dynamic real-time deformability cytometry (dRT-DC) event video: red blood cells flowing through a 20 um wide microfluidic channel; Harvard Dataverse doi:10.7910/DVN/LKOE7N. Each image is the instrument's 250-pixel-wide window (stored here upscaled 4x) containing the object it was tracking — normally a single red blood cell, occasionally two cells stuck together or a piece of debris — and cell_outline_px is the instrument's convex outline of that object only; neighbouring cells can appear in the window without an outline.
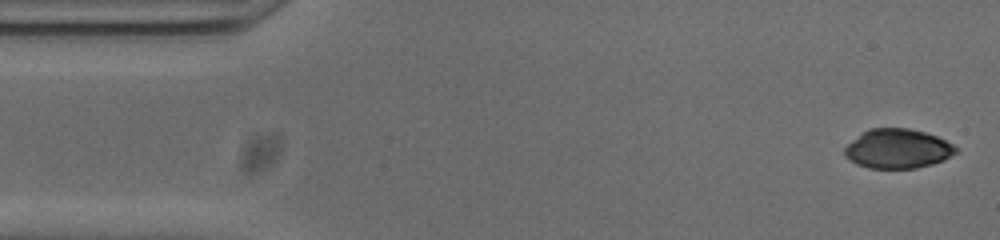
{"species": "common noctule bat (a hibernating species)", "species_latin": "Nyctalus noctula", "temperature_condition": "cold", "stored_images_in_passage": 52, "camera_frame_rate_fps": 3000, "um_per_image_px": 0.085, "animal": {"sex": "male", "body_mass_g": 20.0, "forearm_length_mm": 53.3}, "frame": {"image": 1, "passage_image": 2, "time_ms": 0.333, "image_size_px": [1000, 240], "cell_outline_px": [[956, 152], [944, 160], [932, 164], [916, 168], [868, 168], [856, 164], [844, 156], [844, 148], [852, 140], [868, 128], [908, 128], [924, 132], [936, 136], [952, 144], [956, 148]], "centroid_in_image_um": [76.27, 12.64], "position_along_channel_um": 8.7, "area_um2": 25.43}}
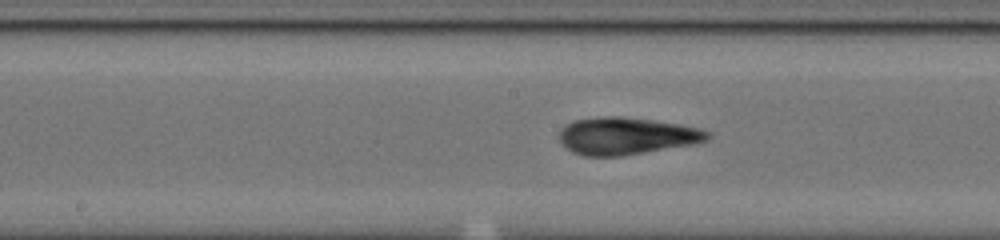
{"frame": {"image": 2, "passage_image": 25, "time_ms": 8.0, "image_size_px": [1000, 240], "cell_outline_px": [[712, 136], [708, 140], [692, 144], [620, 156], [584, 156], [572, 152], [556, 136], [560, 128], [564, 124], [572, 120], [600, 116], [620, 116], [652, 120], [680, 124], [700, 128], [708, 132]], "centroid_in_image_um": [53.19, 11.54], "position_along_channel_um": 195.0, "area_um2": 32.31}}
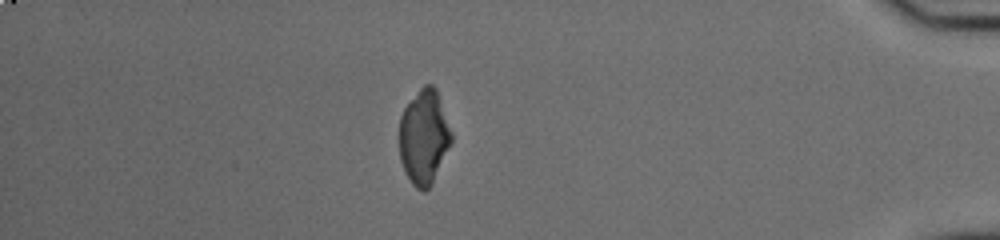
{"frame": {"image": 3, "passage_image": 45, "time_ms": 14.667, "image_size_px": [1000, 240], "cell_outline_px": [[452, 144], [432, 184], [424, 192], [416, 188], [412, 184], [404, 172], [400, 160], [400, 116], [404, 108], [420, 88], [424, 84], [432, 84], [436, 88], [452, 132]], "centroid_in_image_um": [36.05, 11.67], "position_along_channel_um": 399.2, "area_um2": 28.9}}